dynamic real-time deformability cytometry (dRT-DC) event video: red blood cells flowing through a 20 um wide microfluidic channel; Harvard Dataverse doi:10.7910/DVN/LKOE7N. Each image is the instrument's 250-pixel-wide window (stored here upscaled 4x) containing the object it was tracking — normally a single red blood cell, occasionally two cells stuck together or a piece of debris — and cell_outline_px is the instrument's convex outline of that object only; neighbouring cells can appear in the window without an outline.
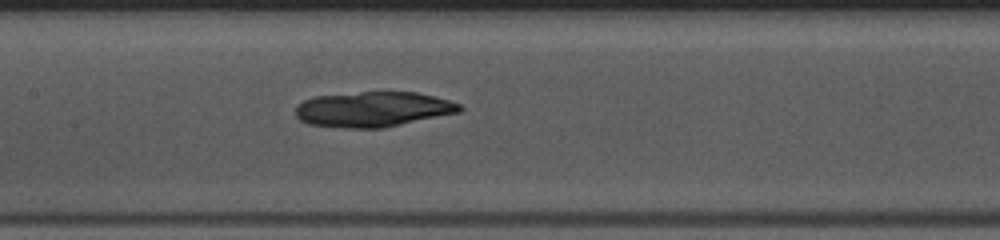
{"species": "common noctule bat (a hibernating species)", "species_latin": "Nyctalus noctula", "temperature_condition": "warm", "stored_images_in_passage": 46, "camera_frame_rate_fps": 3000, "um_per_image_px": 0.085, "animal": {"sex": "female", "body_mass_g": 10.0, "forearm_length_mm": 53.1}, "frame": {"image": 1, "passage_image": 20, "time_ms": 6.333, "image_size_px": [1000, 240], "cell_outline_px": [[464, 108], [460, 112], [384, 128], [344, 128], [308, 124], [300, 120], [296, 116], [296, 104], [304, 100], [316, 96], [360, 92], [416, 92], [448, 100], [460, 104]], "centroid_in_image_um": [31.7, 9.29], "position_along_channel_um": 175.7, "area_um2": 33.7}}
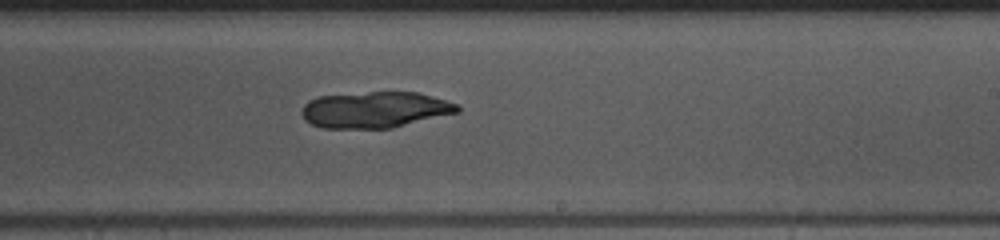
{"frame": {"image": 2, "passage_image": 26, "time_ms": 8.333, "image_size_px": [1000, 240], "cell_outline_px": [[460, 112], [392, 128], [324, 128], [312, 124], [304, 120], [300, 112], [304, 104], [308, 100], [316, 96], [368, 92], [416, 92], [444, 100], [456, 104], [460, 108]], "centroid_in_image_um": [31.83, 9.33], "position_along_channel_um": 257.2, "area_um2": 32.89}}
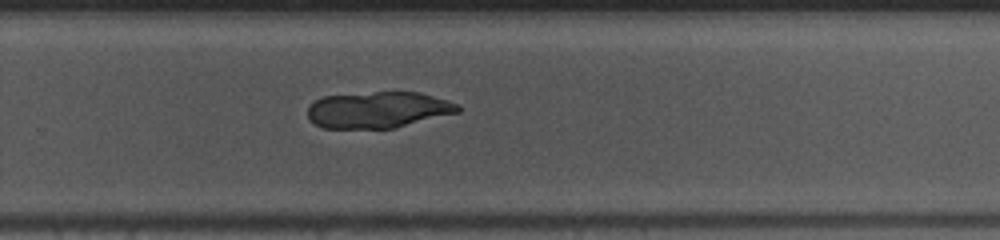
{"frame": {"image": 3, "passage_image": 29, "time_ms": 9.333, "image_size_px": [1000, 240], "cell_outline_px": [[460, 112], [396, 128], [324, 128], [308, 120], [308, 108], [316, 100], [324, 96], [376, 92], [420, 92], [448, 100], [460, 104]], "centroid_in_image_um": [32.19, 9.34], "position_along_channel_um": 297.6, "area_um2": 31.91}}